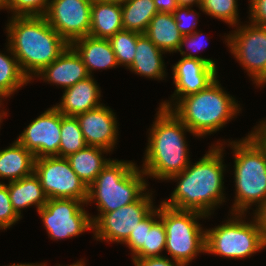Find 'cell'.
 Masks as SVG:
<instances>
[{
  "mask_svg": "<svg viewBox=\"0 0 266 266\" xmlns=\"http://www.w3.org/2000/svg\"><path fill=\"white\" fill-rule=\"evenodd\" d=\"M211 145L209 151L179 174L171 176L168 181H177V187L170 198L161 201L164 205L179 210H193L207 217L214 214L215 208L226 202L224 191L223 152L225 142Z\"/></svg>",
  "mask_w": 266,
  "mask_h": 266,
  "instance_id": "cell-1",
  "label": "cell"
},
{
  "mask_svg": "<svg viewBox=\"0 0 266 266\" xmlns=\"http://www.w3.org/2000/svg\"><path fill=\"white\" fill-rule=\"evenodd\" d=\"M5 26L8 44L29 81L69 46L44 16L10 17Z\"/></svg>",
  "mask_w": 266,
  "mask_h": 266,
  "instance_id": "cell-2",
  "label": "cell"
},
{
  "mask_svg": "<svg viewBox=\"0 0 266 266\" xmlns=\"http://www.w3.org/2000/svg\"><path fill=\"white\" fill-rule=\"evenodd\" d=\"M155 119L148 130V143L140 168L147 177L165 181L182 173L191 162L185 134L193 133L171 109L159 106Z\"/></svg>",
  "mask_w": 266,
  "mask_h": 266,
  "instance_id": "cell-3",
  "label": "cell"
},
{
  "mask_svg": "<svg viewBox=\"0 0 266 266\" xmlns=\"http://www.w3.org/2000/svg\"><path fill=\"white\" fill-rule=\"evenodd\" d=\"M171 110L199 138L219 131L242 109L216 79L206 89L182 97Z\"/></svg>",
  "mask_w": 266,
  "mask_h": 266,
  "instance_id": "cell-4",
  "label": "cell"
},
{
  "mask_svg": "<svg viewBox=\"0 0 266 266\" xmlns=\"http://www.w3.org/2000/svg\"><path fill=\"white\" fill-rule=\"evenodd\" d=\"M234 153L235 196L230 213L246 214L266 200V148L250 132L238 141H227Z\"/></svg>",
  "mask_w": 266,
  "mask_h": 266,
  "instance_id": "cell-5",
  "label": "cell"
},
{
  "mask_svg": "<svg viewBox=\"0 0 266 266\" xmlns=\"http://www.w3.org/2000/svg\"><path fill=\"white\" fill-rule=\"evenodd\" d=\"M145 177L132 161L112 159L88 187L86 206L95 201L98 213H107L132 204L148 190Z\"/></svg>",
  "mask_w": 266,
  "mask_h": 266,
  "instance_id": "cell-6",
  "label": "cell"
},
{
  "mask_svg": "<svg viewBox=\"0 0 266 266\" xmlns=\"http://www.w3.org/2000/svg\"><path fill=\"white\" fill-rule=\"evenodd\" d=\"M244 215L232 213L224 224L206 229L205 253L242 260L266 249V238L255 218L246 222Z\"/></svg>",
  "mask_w": 266,
  "mask_h": 266,
  "instance_id": "cell-7",
  "label": "cell"
},
{
  "mask_svg": "<svg viewBox=\"0 0 266 266\" xmlns=\"http://www.w3.org/2000/svg\"><path fill=\"white\" fill-rule=\"evenodd\" d=\"M158 206L166 231L165 250L170 259L189 265L198 254L205 253L206 229L198 221L207 216L193 210L168 207L163 203Z\"/></svg>",
  "mask_w": 266,
  "mask_h": 266,
  "instance_id": "cell-8",
  "label": "cell"
},
{
  "mask_svg": "<svg viewBox=\"0 0 266 266\" xmlns=\"http://www.w3.org/2000/svg\"><path fill=\"white\" fill-rule=\"evenodd\" d=\"M224 35V41L253 84L263 87L266 82V26L249 22Z\"/></svg>",
  "mask_w": 266,
  "mask_h": 266,
  "instance_id": "cell-9",
  "label": "cell"
},
{
  "mask_svg": "<svg viewBox=\"0 0 266 266\" xmlns=\"http://www.w3.org/2000/svg\"><path fill=\"white\" fill-rule=\"evenodd\" d=\"M86 203L77 199H48L37 212L51 240L70 239L93 230L91 216L84 209Z\"/></svg>",
  "mask_w": 266,
  "mask_h": 266,
  "instance_id": "cell-10",
  "label": "cell"
},
{
  "mask_svg": "<svg viewBox=\"0 0 266 266\" xmlns=\"http://www.w3.org/2000/svg\"><path fill=\"white\" fill-rule=\"evenodd\" d=\"M153 191L147 190L137 201L115 211L91 215L94 238L98 241L124 244L138 223L156 206ZM93 216V217H92Z\"/></svg>",
  "mask_w": 266,
  "mask_h": 266,
  "instance_id": "cell-11",
  "label": "cell"
},
{
  "mask_svg": "<svg viewBox=\"0 0 266 266\" xmlns=\"http://www.w3.org/2000/svg\"><path fill=\"white\" fill-rule=\"evenodd\" d=\"M34 173L48 199H88V187L72 170L66 158L52 156L36 158Z\"/></svg>",
  "mask_w": 266,
  "mask_h": 266,
  "instance_id": "cell-12",
  "label": "cell"
},
{
  "mask_svg": "<svg viewBox=\"0 0 266 266\" xmlns=\"http://www.w3.org/2000/svg\"><path fill=\"white\" fill-rule=\"evenodd\" d=\"M92 0H50L45 19L71 45L89 35Z\"/></svg>",
  "mask_w": 266,
  "mask_h": 266,
  "instance_id": "cell-13",
  "label": "cell"
},
{
  "mask_svg": "<svg viewBox=\"0 0 266 266\" xmlns=\"http://www.w3.org/2000/svg\"><path fill=\"white\" fill-rule=\"evenodd\" d=\"M61 112L54 106L35 118L17 137V141L30 151L35 159L59 157Z\"/></svg>",
  "mask_w": 266,
  "mask_h": 266,
  "instance_id": "cell-14",
  "label": "cell"
},
{
  "mask_svg": "<svg viewBox=\"0 0 266 266\" xmlns=\"http://www.w3.org/2000/svg\"><path fill=\"white\" fill-rule=\"evenodd\" d=\"M174 94L159 106L171 109L182 97L206 89L218 78V69L206 61L183 57L172 66ZM174 98V99H173Z\"/></svg>",
  "mask_w": 266,
  "mask_h": 266,
  "instance_id": "cell-15",
  "label": "cell"
},
{
  "mask_svg": "<svg viewBox=\"0 0 266 266\" xmlns=\"http://www.w3.org/2000/svg\"><path fill=\"white\" fill-rule=\"evenodd\" d=\"M79 127L88 146L100 147L112 152L118 140L115 113L105 104L77 116Z\"/></svg>",
  "mask_w": 266,
  "mask_h": 266,
  "instance_id": "cell-16",
  "label": "cell"
},
{
  "mask_svg": "<svg viewBox=\"0 0 266 266\" xmlns=\"http://www.w3.org/2000/svg\"><path fill=\"white\" fill-rule=\"evenodd\" d=\"M88 76L90 75L86 70L82 58L76 50L69 45L57 59L45 67L35 77L48 82V84L59 85L65 90L75 83L86 79Z\"/></svg>",
  "mask_w": 266,
  "mask_h": 266,
  "instance_id": "cell-17",
  "label": "cell"
},
{
  "mask_svg": "<svg viewBox=\"0 0 266 266\" xmlns=\"http://www.w3.org/2000/svg\"><path fill=\"white\" fill-rule=\"evenodd\" d=\"M93 76H88L64 90L61 102L54 107L64 116H77L97 108L100 103L101 90Z\"/></svg>",
  "mask_w": 266,
  "mask_h": 266,
  "instance_id": "cell-18",
  "label": "cell"
},
{
  "mask_svg": "<svg viewBox=\"0 0 266 266\" xmlns=\"http://www.w3.org/2000/svg\"><path fill=\"white\" fill-rule=\"evenodd\" d=\"M71 46L82 58L90 76H93L94 70H106L119 66L108 39L88 35L75 40Z\"/></svg>",
  "mask_w": 266,
  "mask_h": 266,
  "instance_id": "cell-19",
  "label": "cell"
},
{
  "mask_svg": "<svg viewBox=\"0 0 266 266\" xmlns=\"http://www.w3.org/2000/svg\"><path fill=\"white\" fill-rule=\"evenodd\" d=\"M163 54H165L164 51L156 47L145 34H142L137 39L133 63L127 69L149 79L164 80L167 73Z\"/></svg>",
  "mask_w": 266,
  "mask_h": 266,
  "instance_id": "cell-20",
  "label": "cell"
},
{
  "mask_svg": "<svg viewBox=\"0 0 266 266\" xmlns=\"http://www.w3.org/2000/svg\"><path fill=\"white\" fill-rule=\"evenodd\" d=\"M10 145L0 150V179H8V182L31 175L35 161L34 155L17 140Z\"/></svg>",
  "mask_w": 266,
  "mask_h": 266,
  "instance_id": "cell-21",
  "label": "cell"
},
{
  "mask_svg": "<svg viewBox=\"0 0 266 266\" xmlns=\"http://www.w3.org/2000/svg\"><path fill=\"white\" fill-rule=\"evenodd\" d=\"M10 201L16 214L22 218V209L35 206L37 211L47 203L40 181L33 172L31 175L17 181L8 182Z\"/></svg>",
  "mask_w": 266,
  "mask_h": 266,
  "instance_id": "cell-22",
  "label": "cell"
},
{
  "mask_svg": "<svg viewBox=\"0 0 266 266\" xmlns=\"http://www.w3.org/2000/svg\"><path fill=\"white\" fill-rule=\"evenodd\" d=\"M90 19L92 37L109 39L123 30L121 5L92 0Z\"/></svg>",
  "mask_w": 266,
  "mask_h": 266,
  "instance_id": "cell-23",
  "label": "cell"
},
{
  "mask_svg": "<svg viewBox=\"0 0 266 266\" xmlns=\"http://www.w3.org/2000/svg\"><path fill=\"white\" fill-rule=\"evenodd\" d=\"M144 34L165 53H176L183 37L177 28L174 15L165 12H158L151 19Z\"/></svg>",
  "mask_w": 266,
  "mask_h": 266,
  "instance_id": "cell-24",
  "label": "cell"
},
{
  "mask_svg": "<svg viewBox=\"0 0 266 266\" xmlns=\"http://www.w3.org/2000/svg\"><path fill=\"white\" fill-rule=\"evenodd\" d=\"M106 153L110 154L106 149L87 145L66 159L72 170L89 187L101 170L112 160L103 157Z\"/></svg>",
  "mask_w": 266,
  "mask_h": 266,
  "instance_id": "cell-25",
  "label": "cell"
},
{
  "mask_svg": "<svg viewBox=\"0 0 266 266\" xmlns=\"http://www.w3.org/2000/svg\"><path fill=\"white\" fill-rule=\"evenodd\" d=\"M165 247L166 231L159 217V207H156L145 217L143 246L132 256V259L164 256L161 254Z\"/></svg>",
  "mask_w": 266,
  "mask_h": 266,
  "instance_id": "cell-26",
  "label": "cell"
},
{
  "mask_svg": "<svg viewBox=\"0 0 266 266\" xmlns=\"http://www.w3.org/2000/svg\"><path fill=\"white\" fill-rule=\"evenodd\" d=\"M123 30L144 34L158 13L153 0H128L121 5Z\"/></svg>",
  "mask_w": 266,
  "mask_h": 266,
  "instance_id": "cell-27",
  "label": "cell"
},
{
  "mask_svg": "<svg viewBox=\"0 0 266 266\" xmlns=\"http://www.w3.org/2000/svg\"><path fill=\"white\" fill-rule=\"evenodd\" d=\"M6 47L11 57L0 52V94L5 99L10 98L12 94L14 95L15 91L30 82L21 71L18 61L8 43Z\"/></svg>",
  "mask_w": 266,
  "mask_h": 266,
  "instance_id": "cell-28",
  "label": "cell"
},
{
  "mask_svg": "<svg viewBox=\"0 0 266 266\" xmlns=\"http://www.w3.org/2000/svg\"><path fill=\"white\" fill-rule=\"evenodd\" d=\"M59 157L67 158L87 146L79 123L75 116L61 113Z\"/></svg>",
  "mask_w": 266,
  "mask_h": 266,
  "instance_id": "cell-29",
  "label": "cell"
},
{
  "mask_svg": "<svg viewBox=\"0 0 266 266\" xmlns=\"http://www.w3.org/2000/svg\"><path fill=\"white\" fill-rule=\"evenodd\" d=\"M141 35L135 31L122 30L108 39L119 66L123 65L127 69L133 63L137 39Z\"/></svg>",
  "mask_w": 266,
  "mask_h": 266,
  "instance_id": "cell-30",
  "label": "cell"
},
{
  "mask_svg": "<svg viewBox=\"0 0 266 266\" xmlns=\"http://www.w3.org/2000/svg\"><path fill=\"white\" fill-rule=\"evenodd\" d=\"M238 0H202L198 7L203 13L221 20L232 27L241 22L238 13Z\"/></svg>",
  "mask_w": 266,
  "mask_h": 266,
  "instance_id": "cell-31",
  "label": "cell"
},
{
  "mask_svg": "<svg viewBox=\"0 0 266 266\" xmlns=\"http://www.w3.org/2000/svg\"><path fill=\"white\" fill-rule=\"evenodd\" d=\"M50 0H1V8L9 10L11 17L44 16Z\"/></svg>",
  "mask_w": 266,
  "mask_h": 266,
  "instance_id": "cell-32",
  "label": "cell"
},
{
  "mask_svg": "<svg viewBox=\"0 0 266 266\" xmlns=\"http://www.w3.org/2000/svg\"><path fill=\"white\" fill-rule=\"evenodd\" d=\"M202 34L203 33H199L196 30L194 33H192L190 35L183 36L182 37V40L180 42L179 48L177 49L176 52L177 53L180 52L181 57L183 56V57H186V58H194V59L206 61L209 65H212L214 67H217L214 60H212L210 58L208 59V58H205V57H202V56H198V55L193 54V53H191L189 51V50L192 49L194 51L197 50V52H198V50L203 49L205 47V44H207V43L205 42V44H204L203 39H205L207 37H204ZM185 47H187V49H185ZM184 49L186 51H188V52L184 51Z\"/></svg>",
  "mask_w": 266,
  "mask_h": 266,
  "instance_id": "cell-33",
  "label": "cell"
},
{
  "mask_svg": "<svg viewBox=\"0 0 266 266\" xmlns=\"http://www.w3.org/2000/svg\"><path fill=\"white\" fill-rule=\"evenodd\" d=\"M20 218L12 207L8 186L0 183V230L10 229Z\"/></svg>",
  "mask_w": 266,
  "mask_h": 266,
  "instance_id": "cell-34",
  "label": "cell"
},
{
  "mask_svg": "<svg viewBox=\"0 0 266 266\" xmlns=\"http://www.w3.org/2000/svg\"><path fill=\"white\" fill-rule=\"evenodd\" d=\"M190 6H178L172 13L174 15L177 28L183 36L190 35L195 32L199 13L191 9ZM195 11V12H194ZM197 17V18H196Z\"/></svg>",
  "mask_w": 266,
  "mask_h": 266,
  "instance_id": "cell-35",
  "label": "cell"
},
{
  "mask_svg": "<svg viewBox=\"0 0 266 266\" xmlns=\"http://www.w3.org/2000/svg\"><path fill=\"white\" fill-rule=\"evenodd\" d=\"M250 22L266 26V0H249Z\"/></svg>",
  "mask_w": 266,
  "mask_h": 266,
  "instance_id": "cell-36",
  "label": "cell"
},
{
  "mask_svg": "<svg viewBox=\"0 0 266 266\" xmlns=\"http://www.w3.org/2000/svg\"><path fill=\"white\" fill-rule=\"evenodd\" d=\"M144 236H145V218H143L139 223L138 226L133 230L128 240L124 243L127 245L131 250V256H133L142 246L144 242Z\"/></svg>",
  "mask_w": 266,
  "mask_h": 266,
  "instance_id": "cell-37",
  "label": "cell"
},
{
  "mask_svg": "<svg viewBox=\"0 0 266 266\" xmlns=\"http://www.w3.org/2000/svg\"><path fill=\"white\" fill-rule=\"evenodd\" d=\"M135 266H179L180 263L167 256L132 259Z\"/></svg>",
  "mask_w": 266,
  "mask_h": 266,
  "instance_id": "cell-38",
  "label": "cell"
},
{
  "mask_svg": "<svg viewBox=\"0 0 266 266\" xmlns=\"http://www.w3.org/2000/svg\"><path fill=\"white\" fill-rule=\"evenodd\" d=\"M253 213L259 229L262 231L263 236L266 238V200L258 207Z\"/></svg>",
  "mask_w": 266,
  "mask_h": 266,
  "instance_id": "cell-39",
  "label": "cell"
},
{
  "mask_svg": "<svg viewBox=\"0 0 266 266\" xmlns=\"http://www.w3.org/2000/svg\"><path fill=\"white\" fill-rule=\"evenodd\" d=\"M158 12L173 13L178 4L176 0H153Z\"/></svg>",
  "mask_w": 266,
  "mask_h": 266,
  "instance_id": "cell-40",
  "label": "cell"
},
{
  "mask_svg": "<svg viewBox=\"0 0 266 266\" xmlns=\"http://www.w3.org/2000/svg\"><path fill=\"white\" fill-rule=\"evenodd\" d=\"M260 124H257V126H254L253 130H251V133L261 142L266 143V120L259 121ZM257 127V128H256Z\"/></svg>",
  "mask_w": 266,
  "mask_h": 266,
  "instance_id": "cell-41",
  "label": "cell"
},
{
  "mask_svg": "<svg viewBox=\"0 0 266 266\" xmlns=\"http://www.w3.org/2000/svg\"><path fill=\"white\" fill-rule=\"evenodd\" d=\"M178 6H190L193 7L194 4H196L195 6H200L202 0H176Z\"/></svg>",
  "mask_w": 266,
  "mask_h": 266,
  "instance_id": "cell-42",
  "label": "cell"
},
{
  "mask_svg": "<svg viewBox=\"0 0 266 266\" xmlns=\"http://www.w3.org/2000/svg\"><path fill=\"white\" fill-rule=\"evenodd\" d=\"M94 1L101 2V3H112V4L122 5L126 3L128 0H94Z\"/></svg>",
  "mask_w": 266,
  "mask_h": 266,
  "instance_id": "cell-43",
  "label": "cell"
},
{
  "mask_svg": "<svg viewBox=\"0 0 266 266\" xmlns=\"http://www.w3.org/2000/svg\"><path fill=\"white\" fill-rule=\"evenodd\" d=\"M8 266V265H7ZM9 266H47V264L46 263H13V264H11V265H9Z\"/></svg>",
  "mask_w": 266,
  "mask_h": 266,
  "instance_id": "cell-44",
  "label": "cell"
},
{
  "mask_svg": "<svg viewBox=\"0 0 266 266\" xmlns=\"http://www.w3.org/2000/svg\"><path fill=\"white\" fill-rule=\"evenodd\" d=\"M5 98L0 94V107H3L2 106V100H4ZM7 112H5L4 110H1L0 109V125H1V123L3 122L2 120H3V118L4 117H7Z\"/></svg>",
  "mask_w": 266,
  "mask_h": 266,
  "instance_id": "cell-45",
  "label": "cell"
},
{
  "mask_svg": "<svg viewBox=\"0 0 266 266\" xmlns=\"http://www.w3.org/2000/svg\"><path fill=\"white\" fill-rule=\"evenodd\" d=\"M58 266H62V265L59 264ZM68 266H86V264L84 261L80 260V261H77L76 263L70 264Z\"/></svg>",
  "mask_w": 266,
  "mask_h": 266,
  "instance_id": "cell-46",
  "label": "cell"
}]
</instances>
